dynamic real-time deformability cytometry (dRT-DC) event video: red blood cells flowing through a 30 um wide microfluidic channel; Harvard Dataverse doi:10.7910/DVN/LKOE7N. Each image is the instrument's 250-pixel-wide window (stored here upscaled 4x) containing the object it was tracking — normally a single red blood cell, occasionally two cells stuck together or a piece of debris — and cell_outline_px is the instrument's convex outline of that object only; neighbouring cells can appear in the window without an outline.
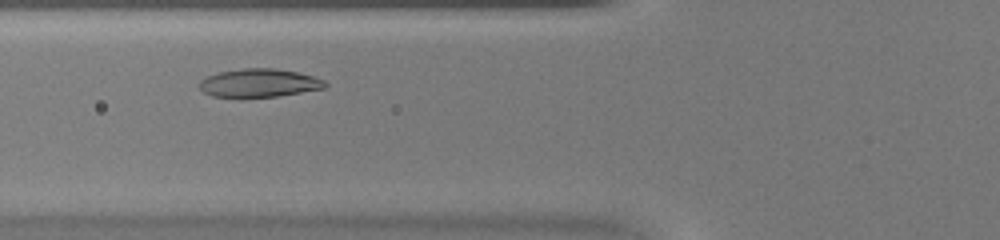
{"species": "common noctule bat (a hibernating species)", "species_latin": "Nyctalus noctula", "temperature_condition": "warm", "stored_images_in_passage": 27, "camera_frame_rate_fps": 3000, "um_per_image_px": 0.085, "animal": {"sex": "female", "body_mass_g": 20.0, "forearm_length_mm": 54.0}, "frame": {"image": 1, "passage_image": 6, "time_ms": 1.667, "image_size_px": [1000, 240], "cell_outline_px": [[328, 84], [324, 88], [276, 96], [240, 100], [212, 96], [204, 92], [200, 88], [200, 80], [208, 76], [220, 72], [244, 68], [276, 68], [296, 72], [312, 76], [324, 80]], "centroid_in_image_um": [21.98, 7.09], "position_along_channel_um": 103.8, "area_um2": 21.15}}
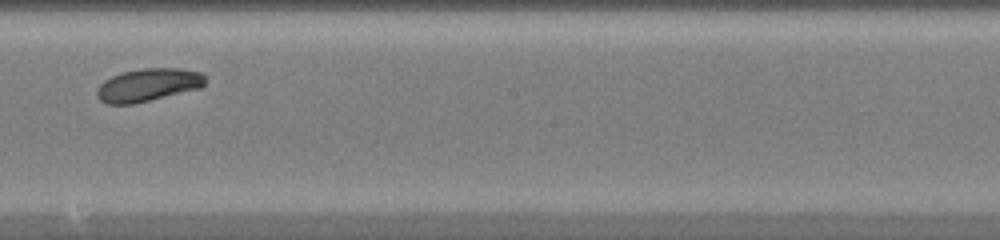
{"frame": {"image": 2, "passage_image": 15, "time_ms": 4.667, "image_size_px": [1000, 240], "cell_outline_px": [[204, 84], [200, 88], [132, 104], [108, 104], [100, 100], [96, 96], [96, 88], [104, 80], [112, 76], [124, 72], [144, 68], [180, 68], [204, 72]], "centroid_in_image_um": [12.58, 7.21], "position_along_channel_um": 235.6, "area_um2": 20.69}}
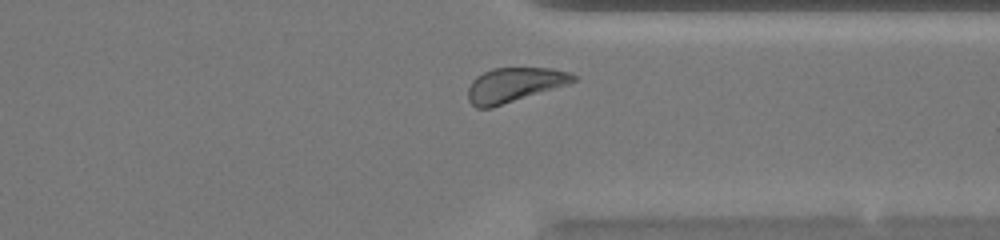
{"frame": {"image": 3, "passage_image": 24, "time_ms": 7.667, "image_size_px": [1000, 240], "cell_outline_px": [[580, 80], [568, 84], [492, 108], [476, 108], [468, 100], [468, 88], [472, 80], [476, 76], [492, 68], [552, 68], [568, 72], [580, 76]], "centroid_in_image_um": [43.74, 7.21], "position_along_channel_um": 367.7, "area_um2": 21.33}}